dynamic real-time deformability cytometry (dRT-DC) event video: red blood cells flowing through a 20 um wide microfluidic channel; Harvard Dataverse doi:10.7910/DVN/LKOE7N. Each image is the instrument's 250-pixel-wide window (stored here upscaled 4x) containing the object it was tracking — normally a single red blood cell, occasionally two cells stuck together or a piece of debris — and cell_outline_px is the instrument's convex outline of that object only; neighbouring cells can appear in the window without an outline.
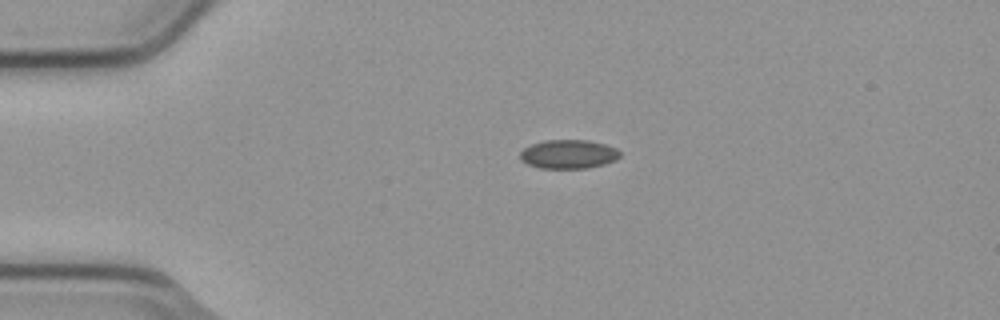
{"species": "common noctule bat (a hibernating species)", "species_latin": "Nyctalus noctula", "temperature_condition": "cold", "stored_images_in_passage": 2, "camera_frame_rate_fps": 3000, "um_per_image_px": 0.085, "animal": {"sex": "male", "body_mass_g": 23.1, "forearm_length_mm": 52.7}, "frame": {"image": 1, "passage_image": 1, "time_ms": 0.0, "image_size_px": [1000, 320], "cell_outline_px": [[620, 156], [616, 160], [604, 164], [588, 168], [540, 168], [528, 164], [520, 160], [520, 152], [524, 148], [532, 144], [544, 140], [588, 140], [604, 144], [616, 148], [620, 152]], "centroid_in_image_um": [48.32, 13.1], "position_along_channel_um": 36.7, "area_um2": 16.82}}